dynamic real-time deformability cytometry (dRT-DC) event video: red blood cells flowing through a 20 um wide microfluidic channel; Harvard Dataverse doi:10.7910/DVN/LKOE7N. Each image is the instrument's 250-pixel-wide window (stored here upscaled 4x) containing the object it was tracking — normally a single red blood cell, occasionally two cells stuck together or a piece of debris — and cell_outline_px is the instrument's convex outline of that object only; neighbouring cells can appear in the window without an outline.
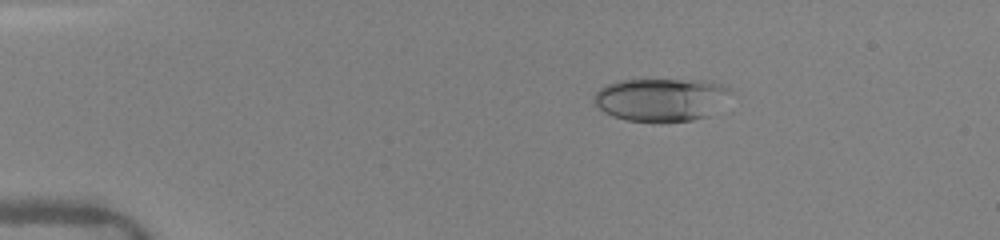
{"species": "human", "species_latin": "Homo sapiens", "temperature_condition": "warm", "stored_images_in_passage": 41, "camera_frame_rate_fps": 3000, "um_per_image_px": 0.085, "donor": {"sex": "female"}, "frame": {"image": 1, "passage_image": 8, "time_ms": 2.667, "image_size_px": [1000, 240], "cell_outline_px": [[732, 92], [704, 116], [692, 120], [660, 124], [628, 120], [612, 116], [604, 112], [592, 100], [592, 96], [604, 84], [616, 80], [704, 80], [720, 84], [732, 88]], "centroid_in_image_um": [56.09, 8.47], "position_along_channel_um": 28.9, "area_um2": 34.39}}
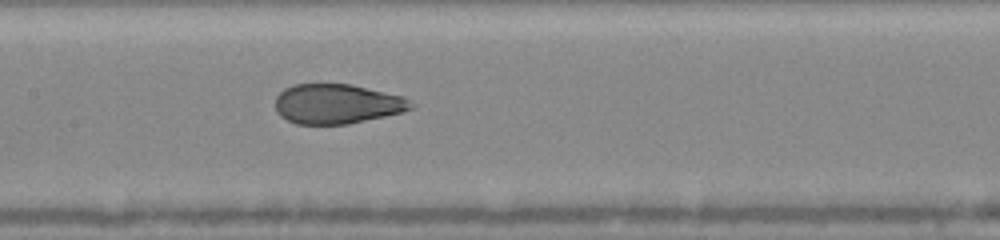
{"frame": {"image": 2, "passage_image": 23, "time_ms": 8.0, "image_size_px": [1000, 240], "cell_outline_px": [[416, 104], [412, 108], [404, 112], [348, 124], [296, 124], [280, 116], [276, 112], [276, 96], [284, 88], [292, 84], [352, 84], [404, 96]], "centroid_in_image_um": [28.67, 8.83], "position_along_channel_um": 178.7, "area_um2": 31.73}}
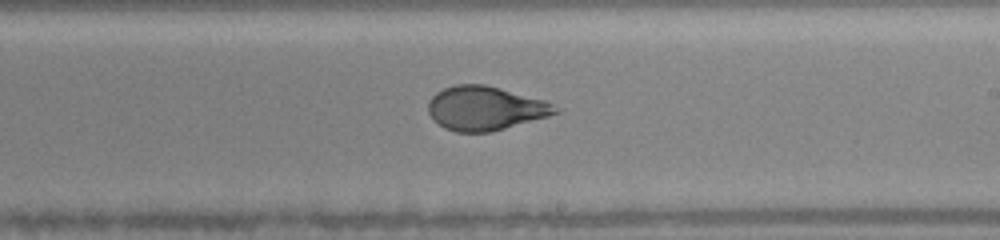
{"frame": {"image": 3, "passage_image": 28, "time_ms": 9.667, "image_size_px": [1000, 240], "cell_outline_px": [[564, 108], [560, 112], [548, 116], [492, 132], [456, 132], [444, 128], [428, 112], [428, 100], [436, 92], [444, 88], [456, 84], [484, 84], [544, 100]], "centroid_in_image_um": [41.27, 9.2], "position_along_channel_um": 247.7, "area_um2": 32.6}}